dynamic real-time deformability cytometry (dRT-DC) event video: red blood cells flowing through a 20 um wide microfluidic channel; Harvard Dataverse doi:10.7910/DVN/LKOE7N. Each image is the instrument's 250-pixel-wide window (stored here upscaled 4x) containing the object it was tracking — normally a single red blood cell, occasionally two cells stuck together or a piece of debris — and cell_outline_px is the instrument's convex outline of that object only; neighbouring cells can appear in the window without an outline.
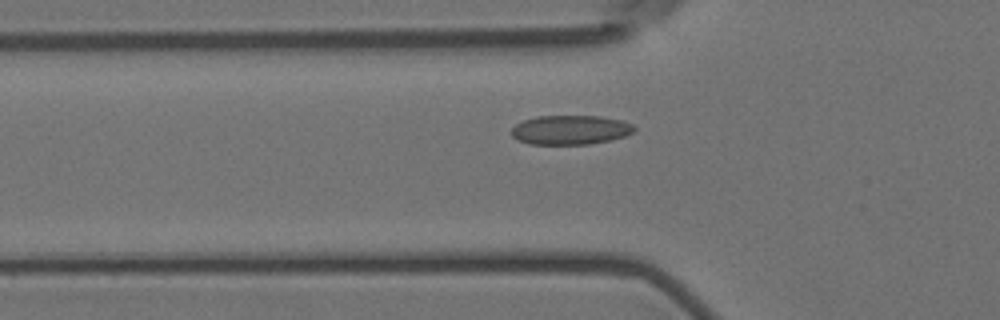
{"species": "Egyptian fruit bat (a non-hibernating species)", "species_latin": "Rousettus aegyptiacus", "temperature_condition": "room temperature", "stored_images_in_passage": 48, "camera_frame_rate_fps": 3000, "um_per_image_px": 0.085, "animal": {"sex": "female"}, "frame": {"image": 1, "passage_image": 15, "time_ms": 4.667, "image_size_px": [1000, 320], "cell_outline_px": [[636, 132], [612, 140], [588, 144], [528, 144], [516, 140], [512, 136], [512, 128], [516, 124], [524, 120], [536, 116], [600, 116], [620, 120], [632, 124], [636, 128]], "centroid_in_image_um": [48.49, 11.04], "position_along_channel_um": 77.3, "area_um2": 21.1}}
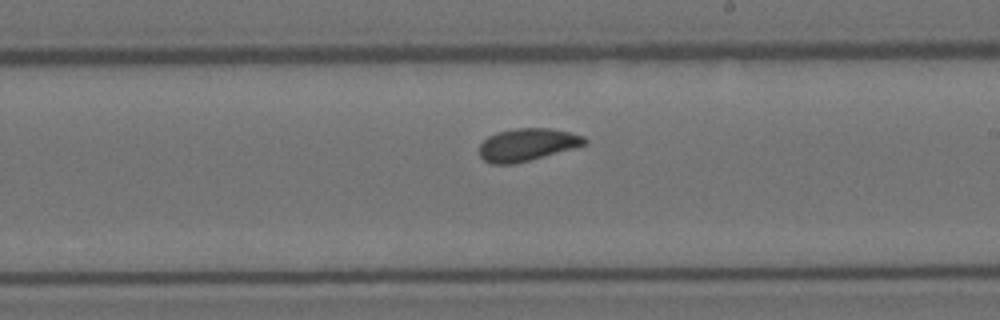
{"frame": {"image": 2, "passage_image": 29, "time_ms": 9.333, "image_size_px": [1000, 320], "cell_outline_px": [[588, 144], [528, 160], [512, 164], [492, 164], [484, 160], [480, 156], [480, 144], [488, 136], [496, 132], [516, 128], [548, 128], [568, 132], [584, 136], [588, 140]], "centroid_in_image_um": [44.8, 12.28], "position_along_channel_um": 244.2, "area_um2": 19.77}}
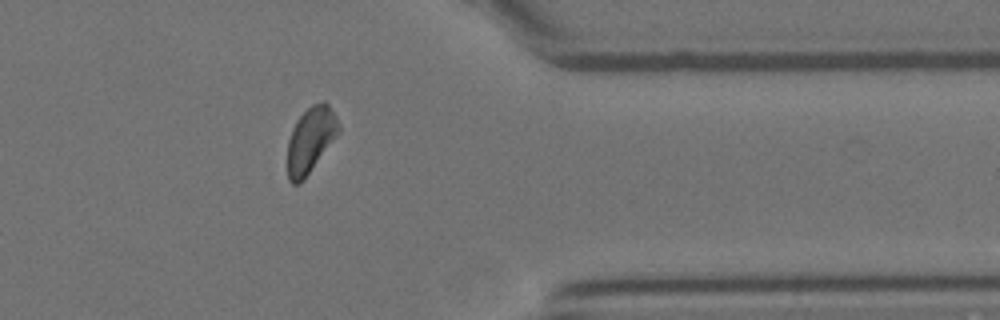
{"frame": {"image": 3, "passage_image": 42, "time_ms": 13.667, "image_size_px": [1000, 320], "cell_outline_px": [[340, 132], [304, 180], [300, 184], [292, 184], [288, 180], [288, 140], [292, 128], [296, 120], [312, 104], [324, 100], [328, 104], [336, 116], [340, 128]], "centroid_in_image_um": [26.4, 11.9], "position_along_channel_um": 385.0, "area_um2": 19.65}, "authors_computed_cell_mechanics": {"area_um2": 20.23, "velocity_mm_per_s": 3.5618, "shape_relaxation_time_tau1_ms": 7.4417, "shape_relaxation_time_tau2_ms": 1.2733, "deformation_change_tau1": 0.1219, "deformation_change_tau2": 0.056}}